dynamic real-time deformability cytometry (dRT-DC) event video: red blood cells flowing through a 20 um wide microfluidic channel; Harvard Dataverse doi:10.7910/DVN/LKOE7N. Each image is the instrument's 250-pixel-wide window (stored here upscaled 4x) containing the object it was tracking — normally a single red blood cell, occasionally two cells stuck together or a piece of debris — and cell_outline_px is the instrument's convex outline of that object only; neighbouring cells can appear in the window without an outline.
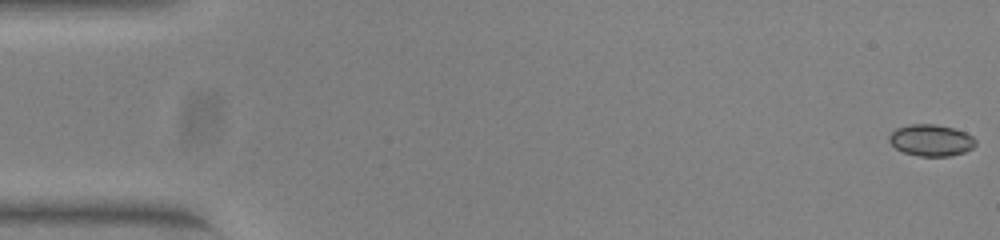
{"species": "common noctule bat (a hibernating species)", "species_latin": "Nyctalus noctula", "temperature_condition": "warm", "stored_images_in_passage": 53, "camera_frame_rate_fps": 3000, "um_per_image_px": 0.085, "animal": {"sex": "female", "body_mass_g": 23.0, "forearm_length_mm": 53.4}, "frame": {"image": 1, "passage_image": 1, "time_ms": 0.0, "image_size_px": [1000, 240], "cell_outline_px": [[976, 144], [972, 148], [964, 152], [952, 156], [920, 156], [904, 152], [896, 148], [888, 140], [888, 136], [896, 128], [908, 124], [936, 124], [952, 128], [964, 132], [972, 136], [976, 140]], "centroid_in_image_um": [79.13, 11.92], "position_along_channel_um": 5.9, "area_um2": 15.9}}
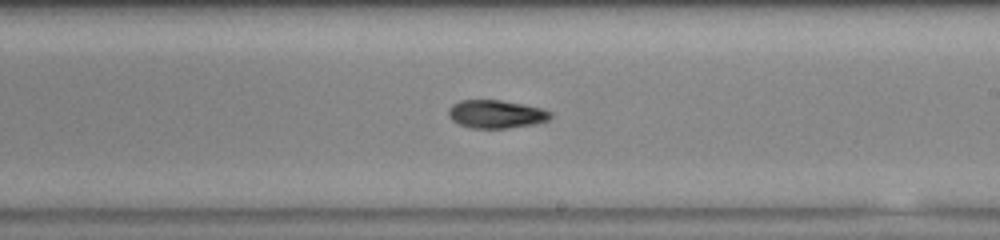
{"frame": {"image": 2, "passage_image": 31, "time_ms": 10.0, "image_size_px": [1000, 240], "cell_outline_px": [[552, 116], [548, 120], [536, 124], [504, 128], [468, 128], [452, 120], [448, 116], [448, 108], [452, 104], [460, 100], [500, 100], [540, 108], [552, 112]], "centroid_in_image_um": [42.14, 9.7], "position_along_channel_um": 246.9, "area_um2": 16.7}}
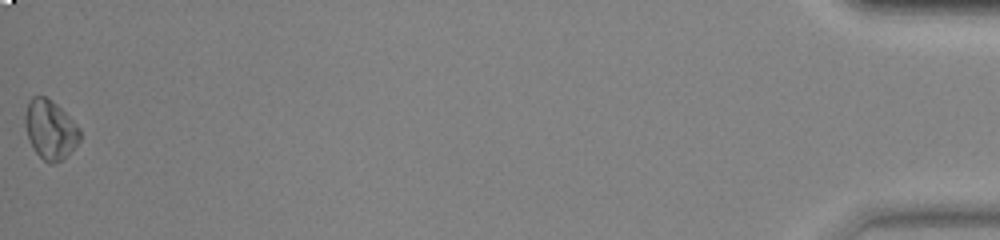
{"frame": {"image": 3, "passage_image": 53, "time_ms": 17.333, "image_size_px": [1000, 240], "cell_outline_px": [[80, 140], [60, 160], [52, 164], [44, 160], [36, 152], [28, 136], [24, 124], [24, 116], [28, 104], [32, 96], [44, 96], [52, 100], [80, 128]], "centroid_in_image_um": [4.25, 10.98], "position_along_channel_um": 430.9, "area_um2": 18.38}, "authors_computed_cell_mechanics": {"area_um2": 16.7042, "velocity_mm_per_s": 3.9228, "shape_relaxation_time_tau1_ms": 5.6438, "shape_relaxation_time_tau2_ms": 8.7781, "deformation_change_tau1": 0.1378, "deformation_change_tau2": 0.1603}}